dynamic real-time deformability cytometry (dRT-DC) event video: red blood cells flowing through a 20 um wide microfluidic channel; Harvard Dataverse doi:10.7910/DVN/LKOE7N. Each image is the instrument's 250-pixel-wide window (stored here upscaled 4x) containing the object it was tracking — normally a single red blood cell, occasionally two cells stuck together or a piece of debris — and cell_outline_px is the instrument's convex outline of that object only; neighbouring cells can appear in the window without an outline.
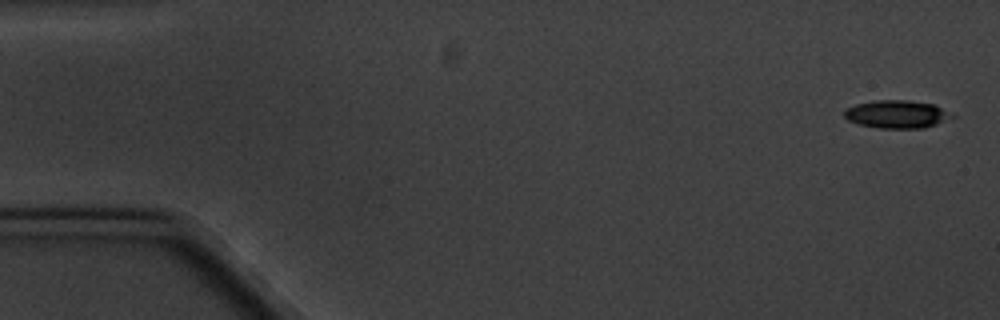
{"species": "common noctule bat (a hibernating species)", "species_latin": "Nyctalus noctula", "temperature_condition": "cold", "stored_images_in_passage": 5, "camera_frame_rate_fps": 3000, "um_per_image_px": 0.085, "animal": {"sex": "male", "body_mass_g": 20.1, "forearm_length_mm": 53.5}, "frame": {"image": 1, "passage_image": 1, "time_ms": 0.0, "image_size_px": [1000, 320], "cell_outline_px": [[956, 116], [936, 124], [924, 128], [880, 128], [860, 124], [848, 120], [844, 116], [844, 108], [856, 104], [876, 100], [908, 100], [936, 104]], "centroid_in_image_um": [76.24, 9.7], "position_along_channel_um": 8.8, "area_um2": 17.57}}
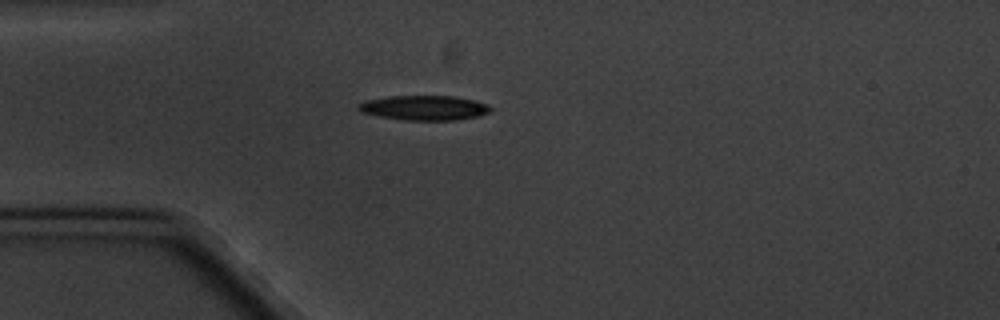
{"frame": {"image": 2, "passage_image": 5, "time_ms": 4.667, "image_size_px": [1000, 320], "cell_outline_px": [[492, 108], [488, 112], [480, 116], [456, 120], [404, 120], [380, 116], [360, 112], [356, 108], [356, 104], [364, 100], [388, 96], [452, 96], [472, 100], [488, 104]], "centroid_in_image_um": [36.01, 9.16], "position_along_channel_um": 49.0, "area_um2": 19.13}}